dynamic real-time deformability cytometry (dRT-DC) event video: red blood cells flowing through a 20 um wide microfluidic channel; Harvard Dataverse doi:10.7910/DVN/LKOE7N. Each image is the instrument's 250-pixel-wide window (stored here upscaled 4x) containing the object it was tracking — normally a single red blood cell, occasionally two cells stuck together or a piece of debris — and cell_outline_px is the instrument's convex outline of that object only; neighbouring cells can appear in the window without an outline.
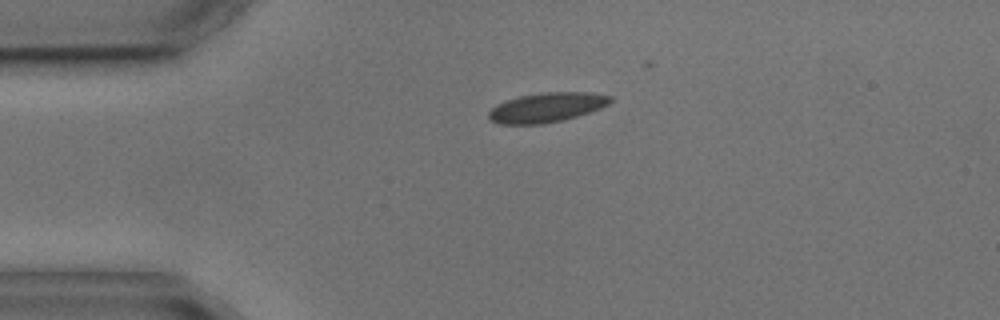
{"species": "common noctule bat (a hibernating species)", "species_latin": "Nyctalus noctula", "temperature_condition": "cold", "stored_images_in_passage": 2, "camera_frame_rate_fps": 3000, "um_per_image_px": 0.085, "animal": {"sex": "male", "body_mass_g": 17.9, "forearm_length_mm": 54.2}, "frame": {"image": 1, "passage_image": 1, "time_ms": 0.0, "image_size_px": [1000, 320], "cell_outline_px": [[612, 100], [608, 104], [600, 108], [564, 120], [540, 124], [500, 124], [492, 120], [488, 116], [488, 112], [496, 104], [520, 96], [540, 92], [592, 92], [612, 96]], "centroid_in_image_um": [46.48, 9.12], "position_along_channel_um": 38.5, "area_um2": 20.87}}